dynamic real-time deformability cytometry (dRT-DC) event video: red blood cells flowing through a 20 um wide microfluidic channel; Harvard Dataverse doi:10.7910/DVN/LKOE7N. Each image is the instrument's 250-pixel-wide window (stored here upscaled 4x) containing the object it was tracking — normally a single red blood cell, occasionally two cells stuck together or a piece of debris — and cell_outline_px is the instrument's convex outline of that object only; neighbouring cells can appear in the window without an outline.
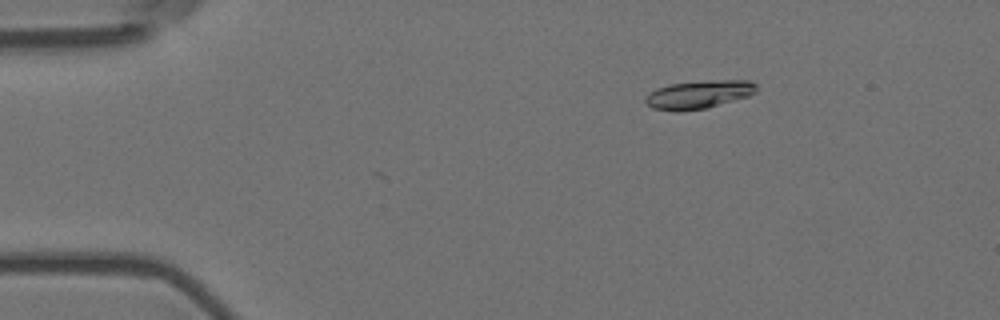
{"species": "Egyptian fruit bat (a non-hibernating species)", "species_latin": "Rousettus aegyptiacus", "temperature_condition": "room temperature", "stored_images_in_passage": 5, "camera_frame_rate_fps": 3000, "um_per_image_px": 0.085, "animal": {"sex": "female"}, "frame": {"image": 1, "passage_image": 3, "time_ms": 0.667, "image_size_px": [1000, 320], "cell_outline_px": [[756, 92], [748, 96], [708, 108], [680, 112], [676, 112], [652, 108], [644, 100], [656, 88], [668, 84], [708, 80], [748, 80], [756, 84]], "centroid_in_image_um": [59.4, 8.04], "position_along_channel_um": 25.6, "area_um2": 18.32}}